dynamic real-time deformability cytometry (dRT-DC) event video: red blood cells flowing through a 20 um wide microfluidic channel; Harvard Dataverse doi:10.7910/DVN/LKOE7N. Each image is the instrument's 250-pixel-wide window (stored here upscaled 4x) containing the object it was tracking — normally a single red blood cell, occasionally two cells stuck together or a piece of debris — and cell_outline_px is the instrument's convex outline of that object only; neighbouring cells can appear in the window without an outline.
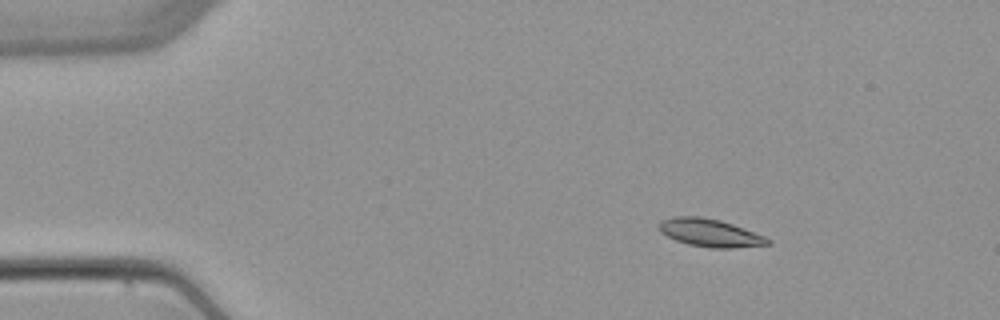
{"species": "common noctule bat (a hibernating species)", "species_latin": "Nyctalus noctula", "temperature_condition": "warm", "stored_images_in_passage": 5, "camera_frame_rate_fps": 3000, "um_per_image_px": 0.085, "animal": {"sex": "female", "body_mass_g": 22.7, "forearm_length_mm": 54.2}, "frame": {"image": 1, "passage_image": 2, "time_ms": 2.333, "image_size_px": [1000, 320], "cell_outline_px": [[772, 244], [736, 248], [712, 248], [688, 244], [676, 240], [660, 232], [656, 224], [660, 220], [672, 216], [700, 216], [720, 220], [732, 224], [764, 236], [772, 240]], "centroid_in_image_um": [60.32, 19.78], "position_along_channel_um": 24.7, "area_um2": 17.8}}
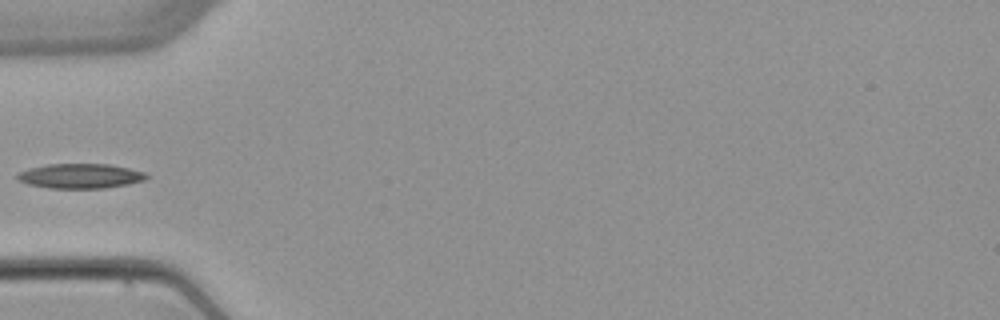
{"frame": {"image": 2, "passage_image": 4, "time_ms": 5.667, "image_size_px": [1000, 320], "cell_outline_px": [[148, 176], [144, 180], [128, 184], [104, 188], [48, 188], [28, 184], [16, 180], [16, 176], [20, 172], [28, 168], [48, 164], [108, 164], [128, 168], [144, 172]], "centroid_in_image_um": [6.79, 14.96], "position_along_channel_um": 78.2, "area_um2": 18.55}}
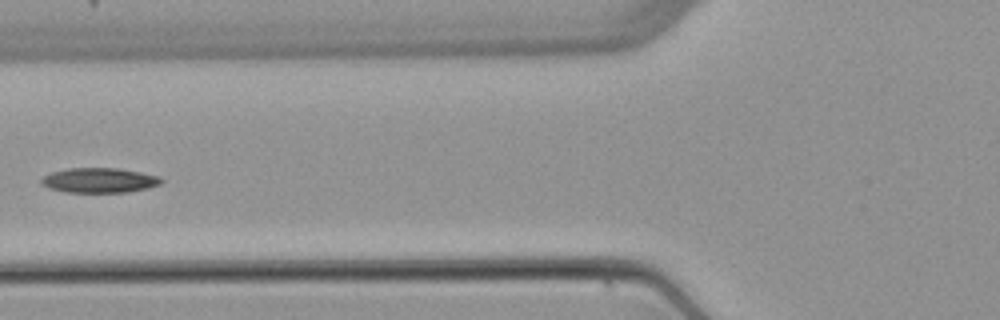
{"frame": {"image": 3, "passage_image": 5, "time_ms": 6.667, "image_size_px": [1000, 320], "cell_outline_px": [[164, 180], [160, 184], [148, 188], [128, 192], [64, 192], [48, 188], [40, 184], [40, 180], [44, 176], [52, 172], [68, 168], [116, 168], [140, 172], [160, 176]], "centroid_in_image_um": [8.43, 15.33], "position_along_channel_um": 117.4, "area_um2": 17.46}}